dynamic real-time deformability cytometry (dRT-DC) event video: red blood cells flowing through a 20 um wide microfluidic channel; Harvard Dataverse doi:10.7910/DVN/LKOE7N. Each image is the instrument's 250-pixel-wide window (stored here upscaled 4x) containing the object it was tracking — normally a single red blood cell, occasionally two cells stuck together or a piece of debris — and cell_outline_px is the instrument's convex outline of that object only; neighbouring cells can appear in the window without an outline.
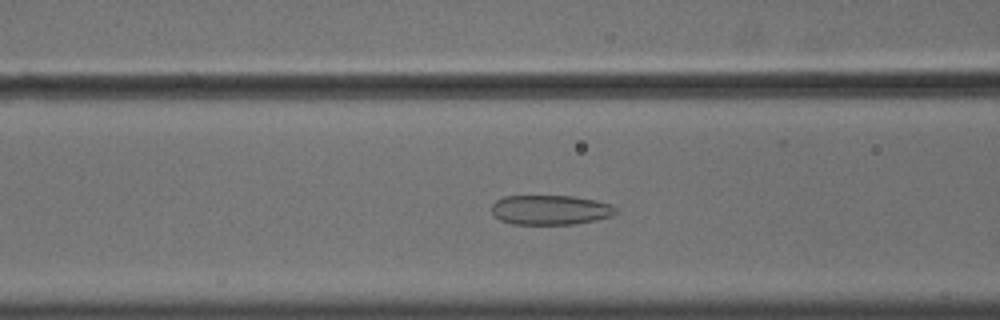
{"species": "common noctule bat (a hibernating species)", "species_latin": "Nyctalus noctula", "temperature_condition": "cold", "stored_images_in_passage": 57, "camera_frame_rate_fps": 3000, "um_per_image_px": 0.085, "animal": {"sex": "male", "body_mass_g": 18.8}, "frame": {"image": 1, "passage_image": 24, "time_ms": 7.667, "image_size_px": [1000, 320], "cell_outline_px": [[620, 212], [612, 216], [596, 220], [576, 224], [512, 224], [500, 220], [492, 212], [492, 204], [496, 200], [504, 196], [572, 196], [596, 200], [612, 204]], "centroid_in_image_um": [46.83, 17.84], "position_along_channel_um": 119.8, "area_um2": 21.68}}
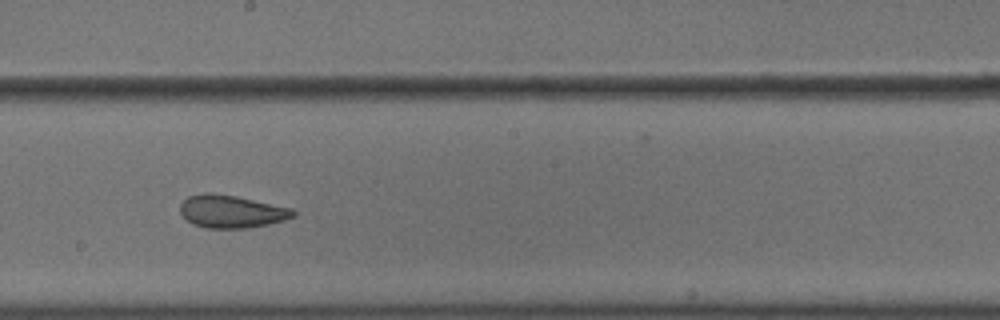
{"frame": {"image": 2, "passage_image": 33, "time_ms": 10.667, "image_size_px": [1000, 320], "cell_outline_px": [[296, 216], [284, 220], [268, 224], [244, 228], [204, 228], [192, 224], [180, 212], [180, 204], [188, 196], [236, 196], [292, 208], [296, 212]], "centroid_in_image_um": [19.73, 18.02], "position_along_channel_um": 228.5, "area_um2": 20.81}}
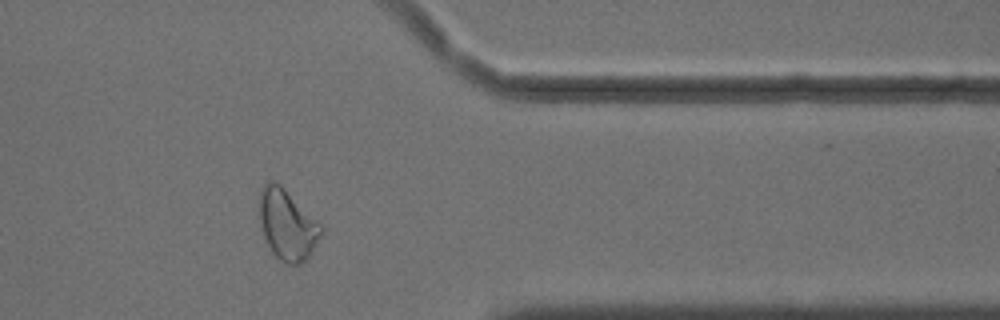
{"frame": {"image": 3, "passage_image": 47, "time_ms": 15.333, "image_size_px": [1000, 320], "cell_outline_px": [[324, 228], [320, 236], [308, 256], [300, 264], [284, 264], [272, 252], [264, 240], [260, 224], [260, 192], [264, 184], [268, 180], [276, 180]], "centroid_in_image_um": [24.38, 19.1], "position_along_channel_um": 387.0, "area_um2": 25.03}, "authors_computed_cell_mechanics": {"area_um2": 25.143, "velocity_mm_per_s": 3.6219, "shape_relaxation_time_tau1_ms": null, "shape_relaxation_time_tau2_ms": 2.3541, "deformation_change_tau1": null, "deformation_change_tau2": 0.0851}}